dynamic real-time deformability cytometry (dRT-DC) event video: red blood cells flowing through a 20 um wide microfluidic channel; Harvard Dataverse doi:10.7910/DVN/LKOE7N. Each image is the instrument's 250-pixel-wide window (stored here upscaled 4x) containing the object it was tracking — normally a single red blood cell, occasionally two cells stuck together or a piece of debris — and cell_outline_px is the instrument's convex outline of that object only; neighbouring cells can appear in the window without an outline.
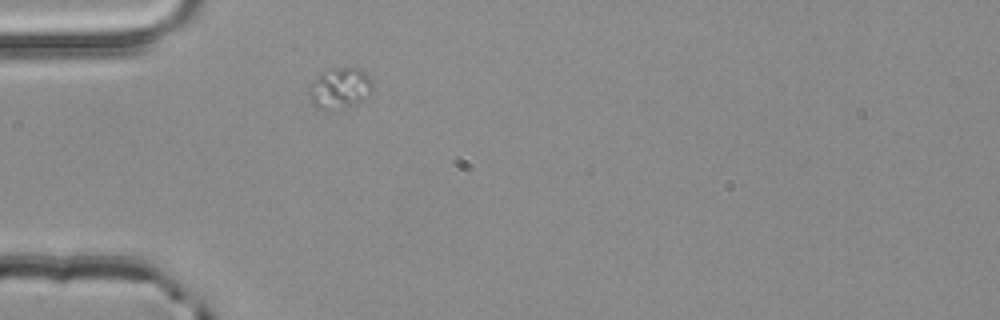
{"species": "common noctule bat (a hibernating species)", "species_latin": "Nyctalus noctula", "temperature_condition": "room temperature", "stored_images_in_passage": 1, "camera_frame_rate_fps": 3000, "um_per_image_px": 0.085, "animal": {"sex": "male", "body_mass_g": 20.4}, "frame": {"image": 1, "passage_image": 1, "time_ms": 0.0, "image_size_px": [1000, 320], "cell_outline_px": [[372, 88], [364, 100], [348, 104], [324, 108], [316, 108], [312, 104], [308, 96], [308, 84], [324, 68], [360, 68], [372, 80]], "centroid_in_image_um": [28.81, 7.42], "position_along_channel_um": 56.2, "area_um2": 14.91}}